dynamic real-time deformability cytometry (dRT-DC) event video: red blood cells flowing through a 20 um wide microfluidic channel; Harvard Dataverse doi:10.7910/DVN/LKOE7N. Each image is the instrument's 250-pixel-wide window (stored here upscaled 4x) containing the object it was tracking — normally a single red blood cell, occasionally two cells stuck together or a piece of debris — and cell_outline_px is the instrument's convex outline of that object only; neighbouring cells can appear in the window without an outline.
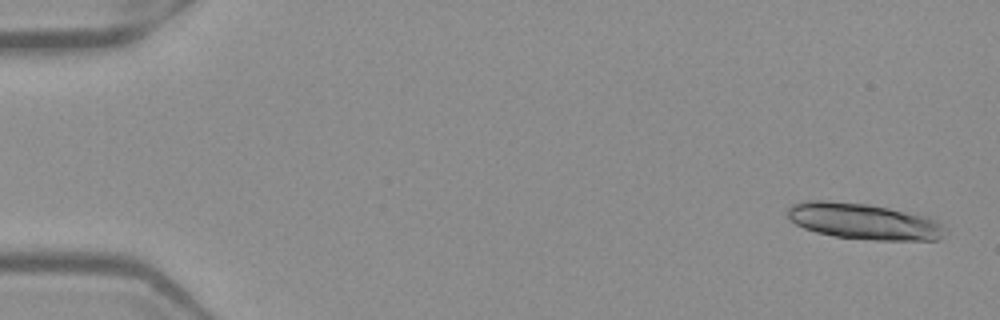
{"species": "Egyptian fruit bat (a non-hibernating species)", "species_latin": "Rousettus aegyptiacus", "temperature_condition": "warm", "stored_images_in_passage": 35, "camera_frame_rate_fps": 3000, "um_per_image_px": 0.085, "frame": {"image": 1, "passage_image": 2, "time_ms": 0.333, "image_size_px": [1000, 320], "cell_outline_px": [[948, 232], [944, 236], [936, 240], [876, 240], [836, 236], [816, 232], [804, 228], [796, 224], [788, 216], [788, 208], [792, 204], [804, 200], [824, 200], [868, 204], [928, 216], [940, 220], [948, 228]], "centroid_in_image_um": [73.5, 18.81], "position_along_channel_um": 11.5, "area_um2": 33.41}}